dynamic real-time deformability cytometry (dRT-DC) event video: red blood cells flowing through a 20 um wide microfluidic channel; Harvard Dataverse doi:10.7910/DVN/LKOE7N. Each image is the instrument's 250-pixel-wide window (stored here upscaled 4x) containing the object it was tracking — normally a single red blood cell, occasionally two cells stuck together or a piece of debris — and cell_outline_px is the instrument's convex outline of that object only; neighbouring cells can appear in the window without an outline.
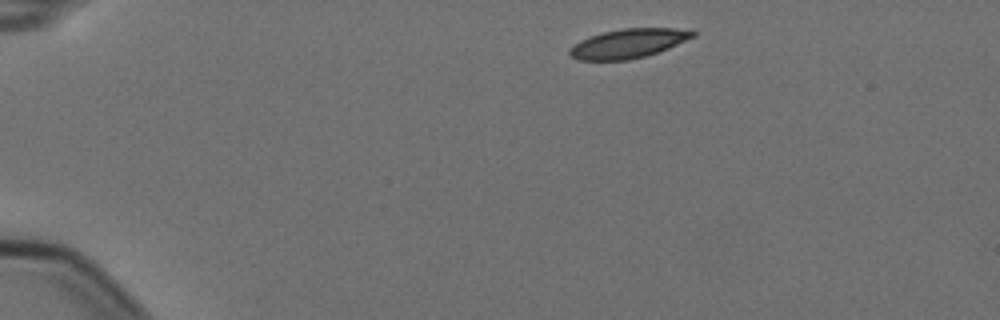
{"species": "Egyptian fruit bat (a non-hibernating species)", "species_latin": "Rousettus aegyptiacus", "temperature_condition": "cold", "stored_images_in_passage": 4, "segment_of_instrument_passage": [1, 2], "camera_frame_rate_fps": 3000, "um_per_image_px": 0.085, "animal": {"sex": "female"}, "frame": {"image": 1, "passage_image": 1, "time_ms": 0.0, "image_size_px": [1000, 320], "cell_outline_px": [[696, 36], [668, 48], [644, 56], [628, 60], [576, 60], [568, 52], [580, 40], [604, 32], [624, 28], [672, 28], [696, 32]], "centroid_in_image_um": [53.41, 3.69], "position_along_channel_um": 31.6, "area_um2": 20.52}}